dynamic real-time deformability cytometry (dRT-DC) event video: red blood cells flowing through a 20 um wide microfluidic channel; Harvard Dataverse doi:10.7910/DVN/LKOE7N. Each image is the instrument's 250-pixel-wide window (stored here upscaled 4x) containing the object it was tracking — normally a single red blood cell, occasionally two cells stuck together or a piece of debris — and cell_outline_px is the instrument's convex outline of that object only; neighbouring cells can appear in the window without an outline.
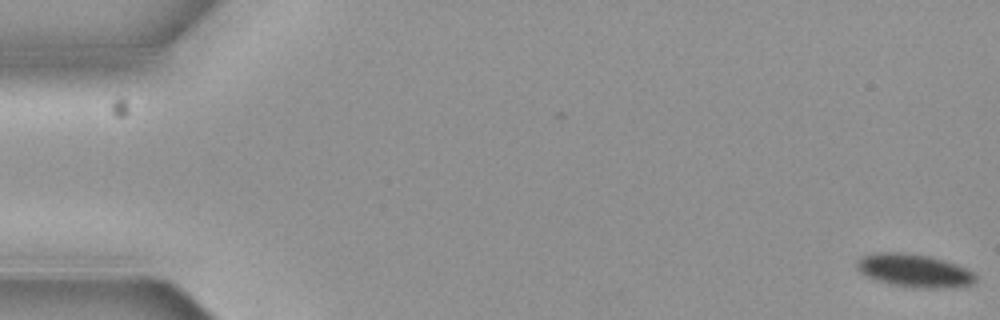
{"species": "common noctule bat (a hibernating species)", "species_latin": "Nyctalus noctula", "temperature_condition": "cold", "stored_images_in_passage": 3, "camera_frame_rate_fps": 3000, "um_per_image_px": 0.085, "animal": {"sex": "female", "body_mass_g": 19.3, "forearm_length_mm": 54.1}, "frame": {"image": 1, "passage_image": 1, "time_ms": 0.0, "image_size_px": [1000, 320], "cell_outline_px": [[976, 280], [972, 284], [936, 288], [912, 288], [892, 284], [876, 280], [860, 272], [856, 268], [856, 260], [860, 256], [876, 252], [900, 252], [928, 256], [944, 260], [968, 268], [976, 276]], "centroid_in_image_um": [77.67, 22.99], "position_along_channel_um": 7.3, "area_um2": 22.89}}